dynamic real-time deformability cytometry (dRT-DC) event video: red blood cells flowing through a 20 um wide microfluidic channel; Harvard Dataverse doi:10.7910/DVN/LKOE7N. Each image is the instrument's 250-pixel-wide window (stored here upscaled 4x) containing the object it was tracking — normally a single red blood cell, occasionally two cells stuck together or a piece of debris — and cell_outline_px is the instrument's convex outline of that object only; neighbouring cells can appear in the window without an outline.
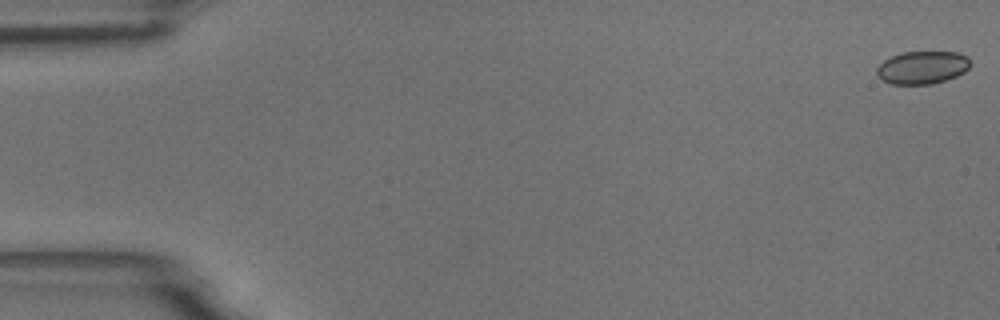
{"species": "common noctule bat (a hibernating species)", "species_latin": "Nyctalus noctula", "temperature_condition": "room temperature", "stored_images_in_passage": 11, "camera_frame_rate_fps": 3000, "um_per_image_px": 0.085, "animal": {"sex": "male", "body_mass_g": 18.8}, "frame": {"image": 1, "passage_image": 1, "time_ms": 0.0, "image_size_px": [1000, 320], "cell_outline_px": [[968, 68], [964, 72], [956, 76], [932, 84], [892, 84], [876, 76], [876, 68], [884, 60], [892, 56], [904, 52], [956, 52], [968, 56]], "centroid_in_image_um": [78.37, 5.74], "position_along_channel_um": 6.6, "area_um2": 17.74}}
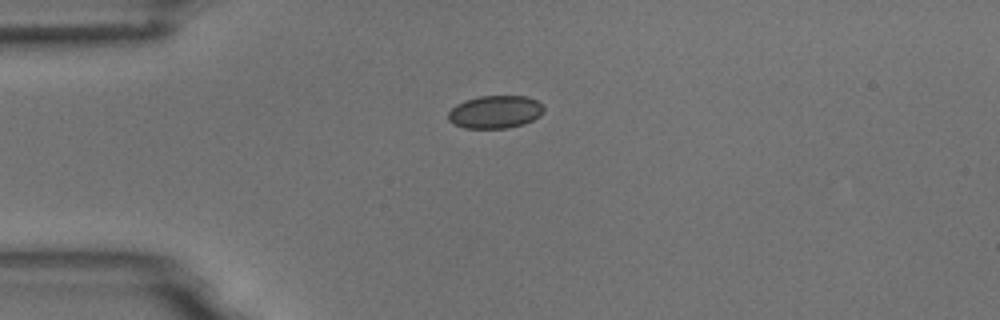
{"frame": {"image": 2, "passage_image": 4, "time_ms": 4.333, "image_size_px": [1000, 320], "cell_outline_px": [[544, 112], [540, 116], [524, 124], [508, 128], [464, 128], [452, 124], [448, 120], [448, 112], [456, 104], [464, 100], [480, 96], [524, 96], [536, 100], [544, 104]], "centroid_in_image_um": [42.09, 9.52], "position_along_channel_um": 42.9, "area_um2": 18.5}}
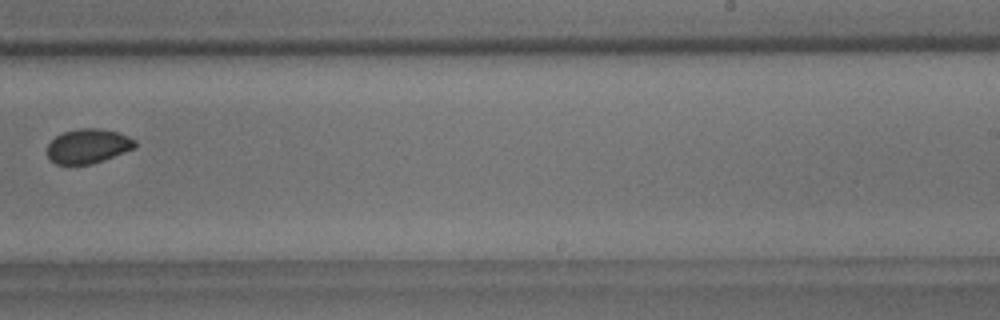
{"frame": {"image": 3, "passage_image": 10, "time_ms": 11.333, "image_size_px": [1000, 320], "cell_outline_px": [[136, 148], [92, 164], [56, 164], [48, 156], [48, 144], [56, 136], [64, 132], [76, 128], [100, 128], [116, 132], [128, 136], [136, 140]], "centroid_in_image_um": [7.5, 12.41], "position_along_channel_um": 281.5, "area_um2": 17.57}}